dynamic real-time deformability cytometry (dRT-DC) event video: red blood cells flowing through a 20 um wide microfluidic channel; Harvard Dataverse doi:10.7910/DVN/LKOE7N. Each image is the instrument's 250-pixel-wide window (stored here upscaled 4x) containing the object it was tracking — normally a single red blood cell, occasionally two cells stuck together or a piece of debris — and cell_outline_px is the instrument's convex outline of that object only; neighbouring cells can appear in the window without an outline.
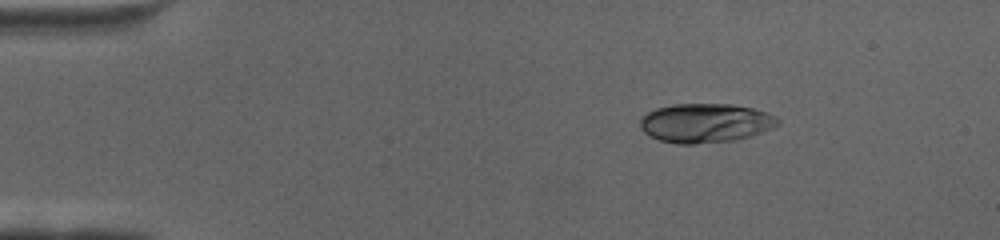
{"species": "human", "species_latin": "Homo sapiens", "temperature_condition": "cold", "stored_images_in_passage": 57, "camera_frame_rate_fps": 3000, "um_per_image_px": 0.085, "donor": {"sex": "female"}, "frame": {"image": 1, "passage_image": 1, "time_ms": 0.0, "image_size_px": [1000, 240], "cell_outline_px": [[780, 124], [772, 128], [736, 140], [692, 144], [676, 144], [660, 140], [644, 132], [640, 128], [640, 120], [648, 112], [656, 108], [672, 104], [732, 104], [752, 108], [776, 116], [780, 120]], "centroid_in_image_um": [59.96, 10.45], "position_along_channel_um": 25.0, "area_um2": 31.27}}
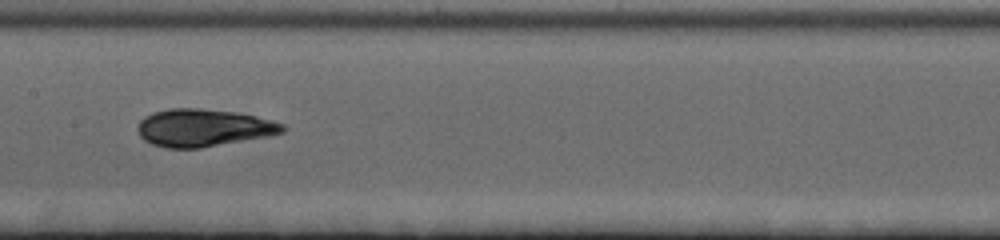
{"frame": {"image": 2, "passage_image": 25, "time_ms": 8.0, "image_size_px": [1000, 240], "cell_outline_px": [[288, 128], [284, 132], [268, 136], [200, 148], [164, 148], [152, 144], [144, 140], [140, 136], [136, 128], [140, 120], [144, 116], [152, 112], [168, 108], [200, 108], [240, 112], [256, 116], [284, 124]], "centroid_in_image_um": [17.27, 10.85], "position_along_channel_um": 190.1, "area_um2": 32.02}}
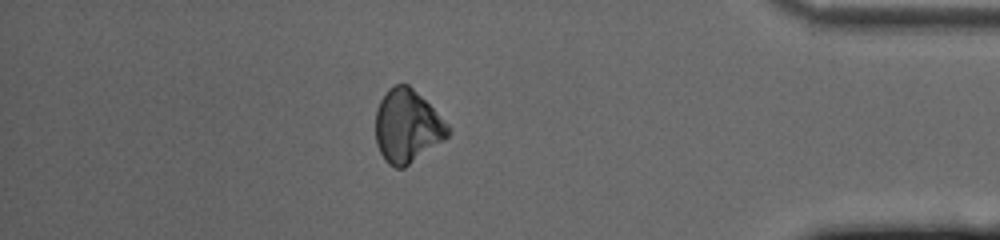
{"frame": {"image": 3, "passage_image": 49, "time_ms": 16.0, "image_size_px": [1000, 240], "cell_outline_px": [[452, 132], [444, 140], [404, 168], [396, 168], [388, 164], [384, 160], [376, 144], [376, 108], [380, 100], [388, 88], [396, 84], [408, 84], [448, 124]], "centroid_in_image_um": [34.59, 10.75], "position_along_channel_um": 400.6, "area_um2": 30.69}}